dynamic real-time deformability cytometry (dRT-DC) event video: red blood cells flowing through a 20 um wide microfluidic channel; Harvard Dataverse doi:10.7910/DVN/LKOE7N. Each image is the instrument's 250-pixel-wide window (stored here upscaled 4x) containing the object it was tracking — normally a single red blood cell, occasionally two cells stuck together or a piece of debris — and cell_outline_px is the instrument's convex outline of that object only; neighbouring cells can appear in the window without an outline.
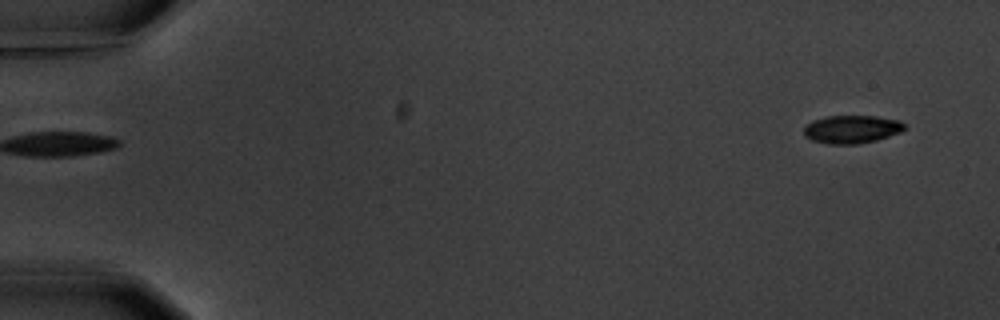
{"species": "common noctule bat (a hibernating species)", "species_latin": "Nyctalus noctula", "temperature_condition": "warm", "stored_images_in_passage": 5, "camera_frame_rate_fps": 3000, "um_per_image_px": 0.085, "animal": {"sex": "male", "body_mass_g": 20.1, "forearm_length_mm": 53.5}, "frame": {"image": 1, "passage_image": 1, "time_ms": 0.0, "image_size_px": [1000, 320], "cell_outline_px": [[908, 128], [900, 132], [876, 140], [860, 144], [828, 144], [812, 140], [804, 136], [804, 128], [812, 120], [824, 116], [876, 116], [900, 120]], "centroid_in_image_um": [72.4, 10.98], "position_along_channel_um": 12.6, "area_um2": 16.59}}
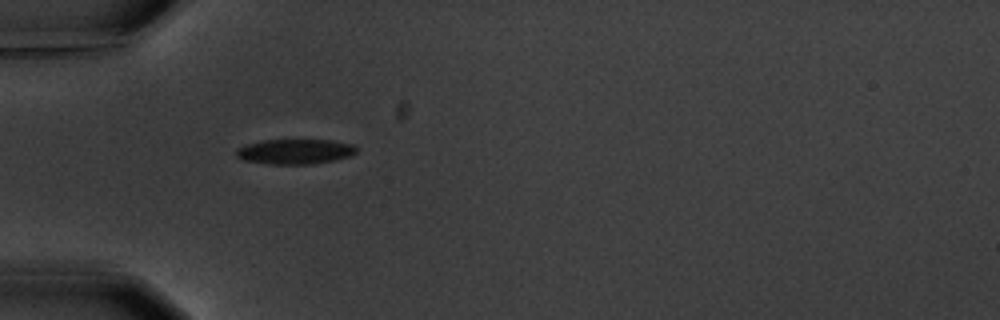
{"frame": {"image": 2, "passage_image": 5, "time_ms": 5.0, "image_size_px": [1000, 320], "cell_outline_px": [[356, 152], [352, 156], [312, 164], [268, 164], [244, 160], [236, 156], [236, 148], [244, 144], [260, 140], [332, 140], [352, 144], [356, 148]], "centroid_in_image_um": [25.04, 12.87], "position_along_channel_um": 60.0, "area_um2": 17.63}}